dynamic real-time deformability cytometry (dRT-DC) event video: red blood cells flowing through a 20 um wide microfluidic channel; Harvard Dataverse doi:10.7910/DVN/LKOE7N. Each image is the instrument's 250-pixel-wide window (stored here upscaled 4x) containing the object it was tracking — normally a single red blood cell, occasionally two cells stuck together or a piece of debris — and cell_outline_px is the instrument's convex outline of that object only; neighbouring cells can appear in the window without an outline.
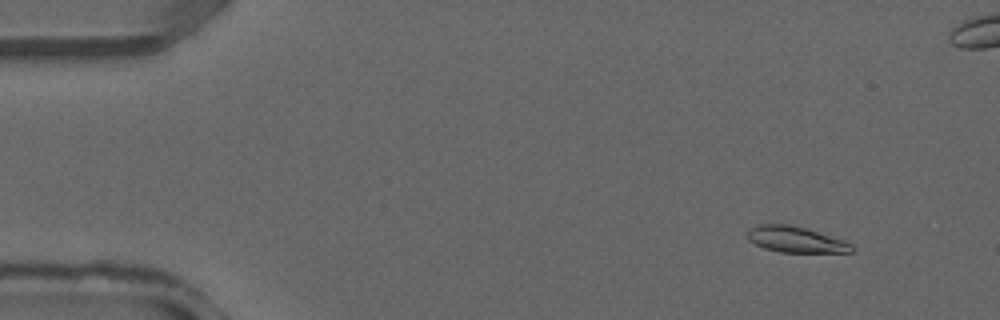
{"species": "common noctule bat (a hibernating species)", "species_latin": "Nyctalus noctula", "temperature_condition": "warm", "stored_images_in_passage": 37, "camera_frame_rate_fps": 3000, "um_per_image_px": 0.085, "animal": {"sex": "male", "forearm_length_mm": 52.5}, "frame": {"image": 1, "passage_image": 3, "time_ms": 0.667, "image_size_px": [1000, 320], "cell_outline_px": [[852, 252], [780, 252], [764, 248], [748, 240], [748, 228], [760, 224], [788, 224], [804, 228], [844, 240], [852, 244]], "centroid_in_image_um": [67.6, 20.35], "position_along_channel_um": 17.4, "area_um2": 15.55}}
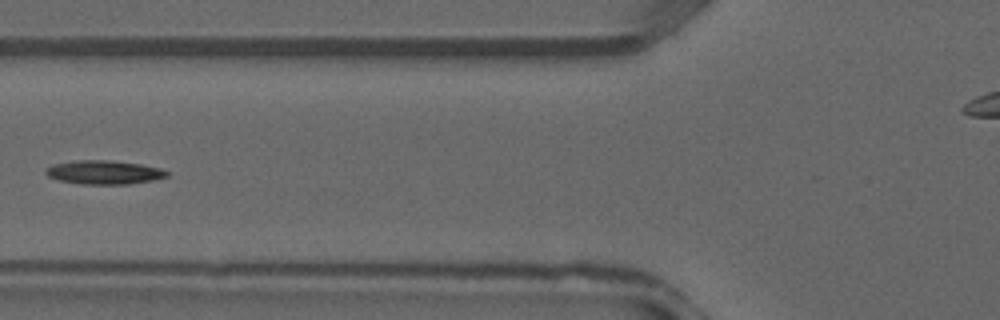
{"frame": {"image": 2, "passage_image": 14, "time_ms": 4.333, "image_size_px": [1000, 320], "cell_outline_px": [[168, 176], [152, 180], [128, 184], [84, 184], [60, 180], [48, 176], [44, 172], [44, 168], [52, 164], [76, 160], [108, 160], [140, 164], [160, 168], [168, 172]], "centroid_in_image_um": [8.8, 14.64], "position_along_channel_um": 117.0, "area_um2": 16.7}}
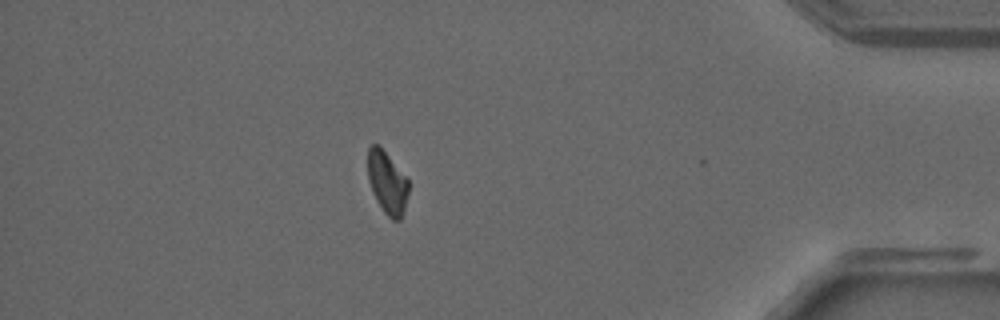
{"frame": {"image": 3, "passage_image": 32, "time_ms": 10.333, "image_size_px": [1000, 320], "cell_outline_px": [[408, 192], [404, 208], [400, 220], [392, 220], [384, 212], [376, 200], [372, 192], [368, 180], [368, 148], [372, 144], [376, 144], [388, 156], [408, 180]], "centroid_in_image_um": [32.89, 15.55], "position_along_channel_um": 402.3, "area_um2": 14.45}}